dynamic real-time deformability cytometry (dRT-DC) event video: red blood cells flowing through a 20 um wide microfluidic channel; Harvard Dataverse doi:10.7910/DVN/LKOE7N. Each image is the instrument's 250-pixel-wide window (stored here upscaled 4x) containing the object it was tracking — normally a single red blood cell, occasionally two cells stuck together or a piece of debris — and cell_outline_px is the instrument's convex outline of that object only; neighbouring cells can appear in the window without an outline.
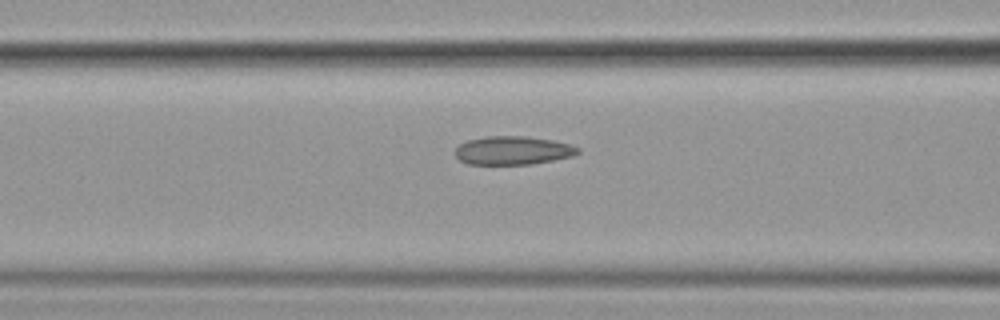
{"species": "common noctule bat (a hibernating species)", "species_latin": "Nyctalus noctula", "temperature_condition": "cold", "stored_images_in_passage": 7, "camera_frame_rate_fps": 3000, "um_per_image_px": 0.085, "animal": {"sex": "female", "body_mass_g": 19.9}, "frame": {"image": 1, "passage_image": 5, "time_ms": 1.333, "image_size_px": [1000, 320], "cell_outline_px": [[580, 152], [572, 156], [552, 160], [528, 164], [468, 164], [460, 160], [452, 152], [460, 144], [468, 140], [488, 136], [524, 136], [552, 140], [568, 144], [580, 148]], "centroid_in_image_um": [43.56, 12.78], "position_along_channel_um": 123.0, "area_um2": 20.23}}